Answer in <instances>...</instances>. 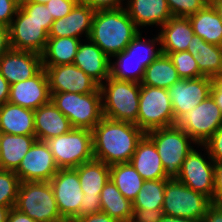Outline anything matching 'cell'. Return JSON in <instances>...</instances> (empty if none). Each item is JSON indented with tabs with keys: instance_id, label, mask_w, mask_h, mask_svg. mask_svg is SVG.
I'll return each mask as SVG.
<instances>
[{
	"instance_id": "5b68a950",
	"label": "cell",
	"mask_w": 222,
	"mask_h": 222,
	"mask_svg": "<svg viewBox=\"0 0 222 222\" xmlns=\"http://www.w3.org/2000/svg\"><path fill=\"white\" fill-rule=\"evenodd\" d=\"M52 103L69 119L73 128L93 130L103 118L101 91L80 94L50 92Z\"/></svg>"
},
{
	"instance_id": "74e56055",
	"label": "cell",
	"mask_w": 222,
	"mask_h": 222,
	"mask_svg": "<svg viewBox=\"0 0 222 222\" xmlns=\"http://www.w3.org/2000/svg\"><path fill=\"white\" fill-rule=\"evenodd\" d=\"M175 69L181 79H192L204 76L198 68L197 62L189 51L169 53Z\"/></svg>"
},
{
	"instance_id": "8992f818",
	"label": "cell",
	"mask_w": 222,
	"mask_h": 222,
	"mask_svg": "<svg viewBox=\"0 0 222 222\" xmlns=\"http://www.w3.org/2000/svg\"><path fill=\"white\" fill-rule=\"evenodd\" d=\"M15 208L36 222H67L58 210L49 182H21Z\"/></svg>"
},
{
	"instance_id": "f6af8a7d",
	"label": "cell",
	"mask_w": 222,
	"mask_h": 222,
	"mask_svg": "<svg viewBox=\"0 0 222 222\" xmlns=\"http://www.w3.org/2000/svg\"><path fill=\"white\" fill-rule=\"evenodd\" d=\"M211 203L222 205V161L214 162V192Z\"/></svg>"
},
{
	"instance_id": "7dc6e473",
	"label": "cell",
	"mask_w": 222,
	"mask_h": 222,
	"mask_svg": "<svg viewBox=\"0 0 222 222\" xmlns=\"http://www.w3.org/2000/svg\"><path fill=\"white\" fill-rule=\"evenodd\" d=\"M71 222H119L117 219L110 217L104 212H98L77 217Z\"/></svg>"
},
{
	"instance_id": "ee69618b",
	"label": "cell",
	"mask_w": 222,
	"mask_h": 222,
	"mask_svg": "<svg viewBox=\"0 0 222 222\" xmlns=\"http://www.w3.org/2000/svg\"><path fill=\"white\" fill-rule=\"evenodd\" d=\"M163 216L162 209H133L130 222H160Z\"/></svg>"
},
{
	"instance_id": "836d02e7",
	"label": "cell",
	"mask_w": 222,
	"mask_h": 222,
	"mask_svg": "<svg viewBox=\"0 0 222 222\" xmlns=\"http://www.w3.org/2000/svg\"><path fill=\"white\" fill-rule=\"evenodd\" d=\"M147 40H143L142 32L140 31L124 50L126 59H134L143 63L145 68L152 63L162 53L160 38L157 34L156 37ZM156 44L159 46L158 48Z\"/></svg>"
},
{
	"instance_id": "ab89813d",
	"label": "cell",
	"mask_w": 222,
	"mask_h": 222,
	"mask_svg": "<svg viewBox=\"0 0 222 222\" xmlns=\"http://www.w3.org/2000/svg\"><path fill=\"white\" fill-rule=\"evenodd\" d=\"M19 7L28 15L31 19L36 20L43 24V28L49 32L54 19L46 5L43 3H33V2H20Z\"/></svg>"
},
{
	"instance_id": "52a82bcc",
	"label": "cell",
	"mask_w": 222,
	"mask_h": 222,
	"mask_svg": "<svg viewBox=\"0 0 222 222\" xmlns=\"http://www.w3.org/2000/svg\"><path fill=\"white\" fill-rule=\"evenodd\" d=\"M59 169L76 168L94 159L92 131L72 128L46 141Z\"/></svg>"
},
{
	"instance_id": "d590c367",
	"label": "cell",
	"mask_w": 222,
	"mask_h": 222,
	"mask_svg": "<svg viewBox=\"0 0 222 222\" xmlns=\"http://www.w3.org/2000/svg\"><path fill=\"white\" fill-rule=\"evenodd\" d=\"M169 179L145 180L132 202L133 209H162L165 184Z\"/></svg>"
},
{
	"instance_id": "bcb514c9",
	"label": "cell",
	"mask_w": 222,
	"mask_h": 222,
	"mask_svg": "<svg viewBox=\"0 0 222 222\" xmlns=\"http://www.w3.org/2000/svg\"><path fill=\"white\" fill-rule=\"evenodd\" d=\"M82 3L87 4L94 11L99 10H114L124 8L123 1L127 0H80Z\"/></svg>"
},
{
	"instance_id": "60d3db41",
	"label": "cell",
	"mask_w": 222,
	"mask_h": 222,
	"mask_svg": "<svg viewBox=\"0 0 222 222\" xmlns=\"http://www.w3.org/2000/svg\"><path fill=\"white\" fill-rule=\"evenodd\" d=\"M80 0H48L46 8L54 20L65 17L69 14Z\"/></svg>"
},
{
	"instance_id": "5bb4252c",
	"label": "cell",
	"mask_w": 222,
	"mask_h": 222,
	"mask_svg": "<svg viewBox=\"0 0 222 222\" xmlns=\"http://www.w3.org/2000/svg\"><path fill=\"white\" fill-rule=\"evenodd\" d=\"M11 48L42 55L49 38L43 24L30 18L20 7L10 26Z\"/></svg>"
},
{
	"instance_id": "6da1fadb",
	"label": "cell",
	"mask_w": 222,
	"mask_h": 222,
	"mask_svg": "<svg viewBox=\"0 0 222 222\" xmlns=\"http://www.w3.org/2000/svg\"><path fill=\"white\" fill-rule=\"evenodd\" d=\"M145 134L136 124L103 117L92 130L94 159L108 166L129 162Z\"/></svg>"
},
{
	"instance_id": "603a6c76",
	"label": "cell",
	"mask_w": 222,
	"mask_h": 222,
	"mask_svg": "<svg viewBox=\"0 0 222 222\" xmlns=\"http://www.w3.org/2000/svg\"><path fill=\"white\" fill-rule=\"evenodd\" d=\"M34 127L36 139L44 142L65 134L73 128L69 119L51 100L34 110Z\"/></svg>"
},
{
	"instance_id": "d4e9b609",
	"label": "cell",
	"mask_w": 222,
	"mask_h": 222,
	"mask_svg": "<svg viewBox=\"0 0 222 222\" xmlns=\"http://www.w3.org/2000/svg\"><path fill=\"white\" fill-rule=\"evenodd\" d=\"M144 180L168 179L156 146L145 134L129 161Z\"/></svg>"
},
{
	"instance_id": "7c38bea8",
	"label": "cell",
	"mask_w": 222,
	"mask_h": 222,
	"mask_svg": "<svg viewBox=\"0 0 222 222\" xmlns=\"http://www.w3.org/2000/svg\"><path fill=\"white\" fill-rule=\"evenodd\" d=\"M199 146H203L202 150L206 151L208 160H206L204 154L202 155L193 148L187 154L176 179L194 191L212 199L214 192V161L206 147L203 144H198L197 147Z\"/></svg>"
},
{
	"instance_id": "f35d334b",
	"label": "cell",
	"mask_w": 222,
	"mask_h": 222,
	"mask_svg": "<svg viewBox=\"0 0 222 222\" xmlns=\"http://www.w3.org/2000/svg\"><path fill=\"white\" fill-rule=\"evenodd\" d=\"M172 16L189 17L203 9L209 0H166Z\"/></svg>"
},
{
	"instance_id": "ffe728a7",
	"label": "cell",
	"mask_w": 222,
	"mask_h": 222,
	"mask_svg": "<svg viewBox=\"0 0 222 222\" xmlns=\"http://www.w3.org/2000/svg\"><path fill=\"white\" fill-rule=\"evenodd\" d=\"M95 11L79 1L65 17L54 20L48 32L49 37L89 38ZM81 37V38H80Z\"/></svg>"
},
{
	"instance_id": "681fc988",
	"label": "cell",
	"mask_w": 222,
	"mask_h": 222,
	"mask_svg": "<svg viewBox=\"0 0 222 222\" xmlns=\"http://www.w3.org/2000/svg\"><path fill=\"white\" fill-rule=\"evenodd\" d=\"M200 222H222V205L211 204Z\"/></svg>"
},
{
	"instance_id": "7a4b0ae2",
	"label": "cell",
	"mask_w": 222,
	"mask_h": 222,
	"mask_svg": "<svg viewBox=\"0 0 222 222\" xmlns=\"http://www.w3.org/2000/svg\"><path fill=\"white\" fill-rule=\"evenodd\" d=\"M140 32L124 8L95 11L89 39L111 60V56L125 50Z\"/></svg>"
},
{
	"instance_id": "c3c4849f",
	"label": "cell",
	"mask_w": 222,
	"mask_h": 222,
	"mask_svg": "<svg viewBox=\"0 0 222 222\" xmlns=\"http://www.w3.org/2000/svg\"><path fill=\"white\" fill-rule=\"evenodd\" d=\"M210 95L222 112V74L213 78Z\"/></svg>"
},
{
	"instance_id": "e0dca14e",
	"label": "cell",
	"mask_w": 222,
	"mask_h": 222,
	"mask_svg": "<svg viewBox=\"0 0 222 222\" xmlns=\"http://www.w3.org/2000/svg\"><path fill=\"white\" fill-rule=\"evenodd\" d=\"M50 92L87 94L100 91V85L75 64L43 66Z\"/></svg>"
},
{
	"instance_id": "8fae6325",
	"label": "cell",
	"mask_w": 222,
	"mask_h": 222,
	"mask_svg": "<svg viewBox=\"0 0 222 222\" xmlns=\"http://www.w3.org/2000/svg\"><path fill=\"white\" fill-rule=\"evenodd\" d=\"M74 169L78 173L84 196L79 207V217L101 212L100 193L110 179V166L92 159Z\"/></svg>"
},
{
	"instance_id": "30bf717a",
	"label": "cell",
	"mask_w": 222,
	"mask_h": 222,
	"mask_svg": "<svg viewBox=\"0 0 222 222\" xmlns=\"http://www.w3.org/2000/svg\"><path fill=\"white\" fill-rule=\"evenodd\" d=\"M176 125L197 144H204L222 126V112L210 95L184 114Z\"/></svg>"
},
{
	"instance_id": "7bdbcfd3",
	"label": "cell",
	"mask_w": 222,
	"mask_h": 222,
	"mask_svg": "<svg viewBox=\"0 0 222 222\" xmlns=\"http://www.w3.org/2000/svg\"><path fill=\"white\" fill-rule=\"evenodd\" d=\"M19 5L20 0H0V25L10 26Z\"/></svg>"
},
{
	"instance_id": "6f0895ef",
	"label": "cell",
	"mask_w": 222,
	"mask_h": 222,
	"mask_svg": "<svg viewBox=\"0 0 222 222\" xmlns=\"http://www.w3.org/2000/svg\"><path fill=\"white\" fill-rule=\"evenodd\" d=\"M20 2L47 3L48 0H20Z\"/></svg>"
},
{
	"instance_id": "cb8c5ba5",
	"label": "cell",
	"mask_w": 222,
	"mask_h": 222,
	"mask_svg": "<svg viewBox=\"0 0 222 222\" xmlns=\"http://www.w3.org/2000/svg\"><path fill=\"white\" fill-rule=\"evenodd\" d=\"M160 47L163 54L168 55L173 52L187 51L194 31L188 17L172 16L158 30Z\"/></svg>"
},
{
	"instance_id": "277c9868",
	"label": "cell",
	"mask_w": 222,
	"mask_h": 222,
	"mask_svg": "<svg viewBox=\"0 0 222 222\" xmlns=\"http://www.w3.org/2000/svg\"><path fill=\"white\" fill-rule=\"evenodd\" d=\"M146 135L156 146L165 176L176 179L187 154L198 144L177 125L153 129Z\"/></svg>"
},
{
	"instance_id": "ba28073f",
	"label": "cell",
	"mask_w": 222,
	"mask_h": 222,
	"mask_svg": "<svg viewBox=\"0 0 222 222\" xmlns=\"http://www.w3.org/2000/svg\"><path fill=\"white\" fill-rule=\"evenodd\" d=\"M176 125L168 89L141 85L137 126L150 130Z\"/></svg>"
},
{
	"instance_id": "4dcf8cb0",
	"label": "cell",
	"mask_w": 222,
	"mask_h": 222,
	"mask_svg": "<svg viewBox=\"0 0 222 222\" xmlns=\"http://www.w3.org/2000/svg\"><path fill=\"white\" fill-rule=\"evenodd\" d=\"M180 79L170 57L161 53L146 67L141 85L168 89Z\"/></svg>"
},
{
	"instance_id": "d6a6232c",
	"label": "cell",
	"mask_w": 222,
	"mask_h": 222,
	"mask_svg": "<svg viewBox=\"0 0 222 222\" xmlns=\"http://www.w3.org/2000/svg\"><path fill=\"white\" fill-rule=\"evenodd\" d=\"M110 179L121 194L131 202L134 201L145 181L130 162L111 165Z\"/></svg>"
},
{
	"instance_id": "83f0119b",
	"label": "cell",
	"mask_w": 222,
	"mask_h": 222,
	"mask_svg": "<svg viewBox=\"0 0 222 222\" xmlns=\"http://www.w3.org/2000/svg\"><path fill=\"white\" fill-rule=\"evenodd\" d=\"M36 140L35 136L0 133V169L15 171Z\"/></svg>"
},
{
	"instance_id": "1f68e13d",
	"label": "cell",
	"mask_w": 222,
	"mask_h": 222,
	"mask_svg": "<svg viewBox=\"0 0 222 222\" xmlns=\"http://www.w3.org/2000/svg\"><path fill=\"white\" fill-rule=\"evenodd\" d=\"M101 212L117 219L130 222L133 212L132 202L126 199L116 185L109 179L100 193Z\"/></svg>"
},
{
	"instance_id": "8d00e7d4",
	"label": "cell",
	"mask_w": 222,
	"mask_h": 222,
	"mask_svg": "<svg viewBox=\"0 0 222 222\" xmlns=\"http://www.w3.org/2000/svg\"><path fill=\"white\" fill-rule=\"evenodd\" d=\"M20 183L15 171L0 169V205L15 207Z\"/></svg>"
},
{
	"instance_id": "816d5d0a",
	"label": "cell",
	"mask_w": 222,
	"mask_h": 222,
	"mask_svg": "<svg viewBox=\"0 0 222 222\" xmlns=\"http://www.w3.org/2000/svg\"><path fill=\"white\" fill-rule=\"evenodd\" d=\"M7 222H36V221L31 219L25 213L19 211L15 207H12L9 212Z\"/></svg>"
},
{
	"instance_id": "3957f363",
	"label": "cell",
	"mask_w": 222,
	"mask_h": 222,
	"mask_svg": "<svg viewBox=\"0 0 222 222\" xmlns=\"http://www.w3.org/2000/svg\"><path fill=\"white\" fill-rule=\"evenodd\" d=\"M103 117L137 125L141 83L108 77L101 85Z\"/></svg>"
},
{
	"instance_id": "f1b7e54d",
	"label": "cell",
	"mask_w": 222,
	"mask_h": 222,
	"mask_svg": "<svg viewBox=\"0 0 222 222\" xmlns=\"http://www.w3.org/2000/svg\"><path fill=\"white\" fill-rule=\"evenodd\" d=\"M188 18L195 35L207 43L222 46V22L210 3Z\"/></svg>"
},
{
	"instance_id": "b9f144b4",
	"label": "cell",
	"mask_w": 222,
	"mask_h": 222,
	"mask_svg": "<svg viewBox=\"0 0 222 222\" xmlns=\"http://www.w3.org/2000/svg\"><path fill=\"white\" fill-rule=\"evenodd\" d=\"M214 162L222 161V126L203 144Z\"/></svg>"
},
{
	"instance_id": "7402d4cb",
	"label": "cell",
	"mask_w": 222,
	"mask_h": 222,
	"mask_svg": "<svg viewBox=\"0 0 222 222\" xmlns=\"http://www.w3.org/2000/svg\"><path fill=\"white\" fill-rule=\"evenodd\" d=\"M81 41L73 64L101 85L110 76V58L89 38Z\"/></svg>"
},
{
	"instance_id": "d6986e66",
	"label": "cell",
	"mask_w": 222,
	"mask_h": 222,
	"mask_svg": "<svg viewBox=\"0 0 222 222\" xmlns=\"http://www.w3.org/2000/svg\"><path fill=\"white\" fill-rule=\"evenodd\" d=\"M42 55L11 49L0 57V74L12 85L35 76L41 69Z\"/></svg>"
},
{
	"instance_id": "f907efd6",
	"label": "cell",
	"mask_w": 222,
	"mask_h": 222,
	"mask_svg": "<svg viewBox=\"0 0 222 222\" xmlns=\"http://www.w3.org/2000/svg\"><path fill=\"white\" fill-rule=\"evenodd\" d=\"M11 49L9 27L0 25V57Z\"/></svg>"
},
{
	"instance_id": "9c48e42d",
	"label": "cell",
	"mask_w": 222,
	"mask_h": 222,
	"mask_svg": "<svg viewBox=\"0 0 222 222\" xmlns=\"http://www.w3.org/2000/svg\"><path fill=\"white\" fill-rule=\"evenodd\" d=\"M211 204L210 198L194 191L177 179H169L165 184L162 207L165 215L200 221Z\"/></svg>"
},
{
	"instance_id": "e575fe53",
	"label": "cell",
	"mask_w": 222,
	"mask_h": 222,
	"mask_svg": "<svg viewBox=\"0 0 222 222\" xmlns=\"http://www.w3.org/2000/svg\"><path fill=\"white\" fill-rule=\"evenodd\" d=\"M111 57H113V59L116 58V60L114 62L112 59L110 60V77L120 81L142 82L146 69L143 63L135 61L134 59H126L125 51Z\"/></svg>"
},
{
	"instance_id": "4316f807",
	"label": "cell",
	"mask_w": 222,
	"mask_h": 222,
	"mask_svg": "<svg viewBox=\"0 0 222 222\" xmlns=\"http://www.w3.org/2000/svg\"><path fill=\"white\" fill-rule=\"evenodd\" d=\"M187 51L194 57L204 76L214 78L222 74V46L207 43L194 34Z\"/></svg>"
},
{
	"instance_id": "11a10c76",
	"label": "cell",
	"mask_w": 222,
	"mask_h": 222,
	"mask_svg": "<svg viewBox=\"0 0 222 222\" xmlns=\"http://www.w3.org/2000/svg\"><path fill=\"white\" fill-rule=\"evenodd\" d=\"M11 208L12 207L0 205V222H7Z\"/></svg>"
},
{
	"instance_id": "484cf974",
	"label": "cell",
	"mask_w": 222,
	"mask_h": 222,
	"mask_svg": "<svg viewBox=\"0 0 222 222\" xmlns=\"http://www.w3.org/2000/svg\"><path fill=\"white\" fill-rule=\"evenodd\" d=\"M0 133L35 136L34 110L9 102L0 105Z\"/></svg>"
},
{
	"instance_id": "4fadbf2b",
	"label": "cell",
	"mask_w": 222,
	"mask_h": 222,
	"mask_svg": "<svg viewBox=\"0 0 222 222\" xmlns=\"http://www.w3.org/2000/svg\"><path fill=\"white\" fill-rule=\"evenodd\" d=\"M61 216L71 222L79 217V207L83 200V191L74 168L59 169L49 181Z\"/></svg>"
},
{
	"instance_id": "9f6ffc18",
	"label": "cell",
	"mask_w": 222,
	"mask_h": 222,
	"mask_svg": "<svg viewBox=\"0 0 222 222\" xmlns=\"http://www.w3.org/2000/svg\"><path fill=\"white\" fill-rule=\"evenodd\" d=\"M209 3L214 7L222 22V0H209Z\"/></svg>"
},
{
	"instance_id": "f5cc1de1",
	"label": "cell",
	"mask_w": 222,
	"mask_h": 222,
	"mask_svg": "<svg viewBox=\"0 0 222 222\" xmlns=\"http://www.w3.org/2000/svg\"><path fill=\"white\" fill-rule=\"evenodd\" d=\"M10 96V84L0 74V105L8 102Z\"/></svg>"
},
{
	"instance_id": "ac0fdd59",
	"label": "cell",
	"mask_w": 222,
	"mask_h": 222,
	"mask_svg": "<svg viewBox=\"0 0 222 222\" xmlns=\"http://www.w3.org/2000/svg\"><path fill=\"white\" fill-rule=\"evenodd\" d=\"M51 99L48 79L42 68L35 76L10 85L8 102L23 108L35 110Z\"/></svg>"
},
{
	"instance_id": "f546056e",
	"label": "cell",
	"mask_w": 222,
	"mask_h": 222,
	"mask_svg": "<svg viewBox=\"0 0 222 222\" xmlns=\"http://www.w3.org/2000/svg\"><path fill=\"white\" fill-rule=\"evenodd\" d=\"M81 39L49 37L42 53V66L73 64Z\"/></svg>"
},
{
	"instance_id": "44dd1931",
	"label": "cell",
	"mask_w": 222,
	"mask_h": 222,
	"mask_svg": "<svg viewBox=\"0 0 222 222\" xmlns=\"http://www.w3.org/2000/svg\"><path fill=\"white\" fill-rule=\"evenodd\" d=\"M125 3L129 17L139 29L152 25L162 27L172 17L166 0H127Z\"/></svg>"
},
{
	"instance_id": "2e32d148",
	"label": "cell",
	"mask_w": 222,
	"mask_h": 222,
	"mask_svg": "<svg viewBox=\"0 0 222 222\" xmlns=\"http://www.w3.org/2000/svg\"><path fill=\"white\" fill-rule=\"evenodd\" d=\"M59 168L48 144L36 140L15 170L21 182H49Z\"/></svg>"
},
{
	"instance_id": "db71d44e",
	"label": "cell",
	"mask_w": 222,
	"mask_h": 222,
	"mask_svg": "<svg viewBox=\"0 0 222 222\" xmlns=\"http://www.w3.org/2000/svg\"><path fill=\"white\" fill-rule=\"evenodd\" d=\"M160 222H200V221L190 218L173 217L164 214Z\"/></svg>"
},
{
	"instance_id": "9a60e30c",
	"label": "cell",
	"mask_w": 222,
	"mask_h": 222,
	"mask_svg": "<svg viewBox=\"0 0 222 222\" xmlns=\"http://www.w3.org/2000/svg\"><path fill=\"white\" fill-rule=\"evenodd\" d=\"M212 84L213 78L201 76L192 79H180L168 88L175 123L210 96Z\"/></svg>"
}]
</instances>
